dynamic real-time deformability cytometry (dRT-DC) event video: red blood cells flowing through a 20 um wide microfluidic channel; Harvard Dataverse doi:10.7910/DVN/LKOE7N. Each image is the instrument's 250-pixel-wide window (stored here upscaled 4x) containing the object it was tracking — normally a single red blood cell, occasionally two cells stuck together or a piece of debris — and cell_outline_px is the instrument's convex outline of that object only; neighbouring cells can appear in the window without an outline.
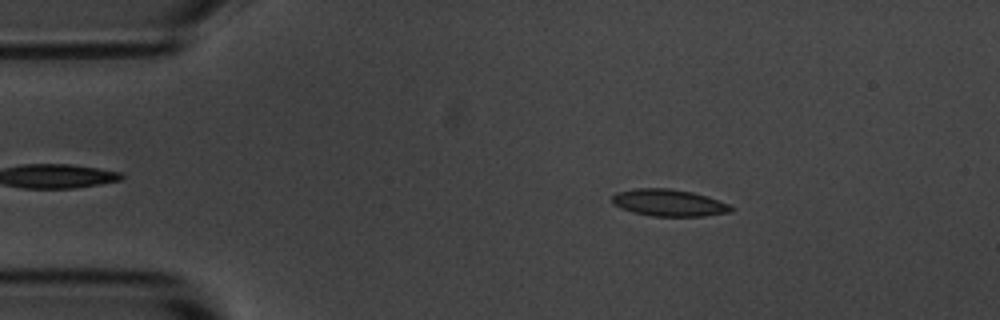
{"species": "common noctule bat (a hibernating species)", "species_latin": "Nyctalus noctula", "temperature_condition": "room temperature", "stored_images_in_passage": 5, "camera_frame_rate_fps": 3000, "um_per_image_px": 0.085, "animal": {"sex": "male", "body_mass_g": 20.1, "forearm_length_mm": 53.5}, "frame": {"image": 1, "passage_image": 2, "time_ms": 1.0, "image_size_px": [1000, 320], "cell_outline_px": [[736, 208], [732, 212], [704, 216], [652, 216], [632, 212], [620, 208], [612, 204], [612, 196], [616, 192], [636, 188], [668, 188], [692, 192], [708, 196], [728, 204]], "centroid_in_image_um": [56.85, 17.24], "position_along_channel_um": 28.1, "area_um2": 18.84}}
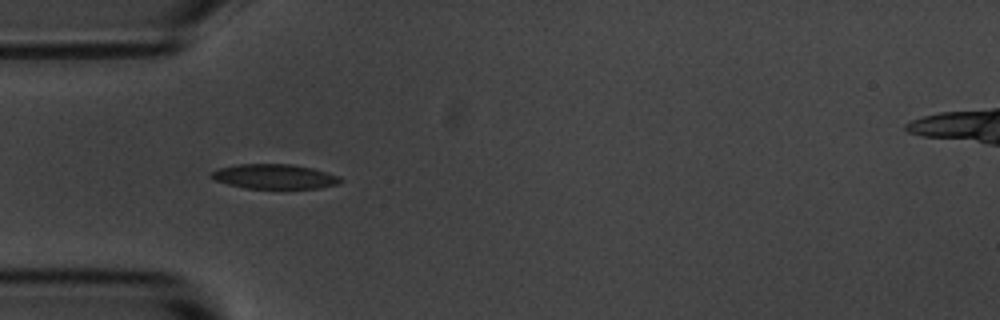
{"frame": {"image": 2, "passage_image": 4, "time_ms": 3.333, "image_size_px": [1000, 320], "cell_outline_px": [[344, 180], [340, 184], [320, 188], [244, 188], [228, 184], [216, 180], [208, 176], [212, 172], [220, 168], [236, 164], [292, 164], [312, 168], [340, 176]], "centroid_in_image_um": [23.37, 15.0], "position_along_channel_um": 61.6, "area_um2": 18.61}}